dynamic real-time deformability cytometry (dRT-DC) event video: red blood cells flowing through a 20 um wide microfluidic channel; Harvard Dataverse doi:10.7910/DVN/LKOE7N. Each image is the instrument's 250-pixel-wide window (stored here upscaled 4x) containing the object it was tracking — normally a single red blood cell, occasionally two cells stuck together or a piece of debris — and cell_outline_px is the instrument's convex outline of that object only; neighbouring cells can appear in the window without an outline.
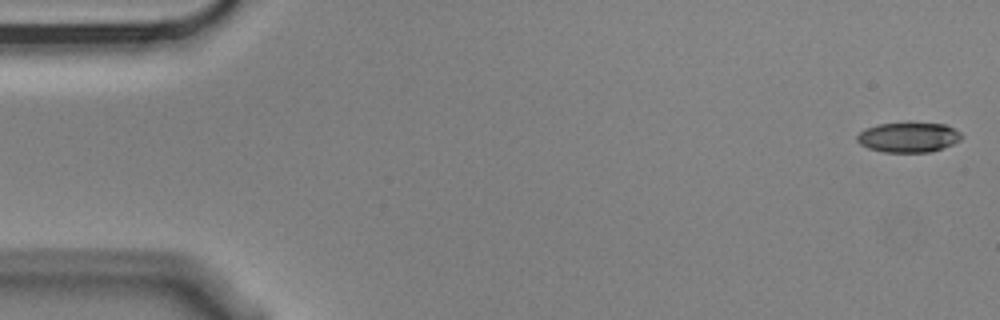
{"species": "Egyptian fruit bat (a non-hibernating species)", "species_latin": "Rousettus aegyptiacus", "temperature_condition": "cold", "stored_images_in_passage": 6, "camera_frame_rate_fps": 3000, "um_per_image_px": 0.085, "animal": {"sex": "male"}, "frame": {"image": 1, "passage_image": 1, "time_ms": 0.0, "image_size_px": [1000, 320], "cell_outline_px": [[960, 140], [952, 144], [928, 152], [884, 152], [868, 148], [860, 144], [856, 140], [856, 136], [860, 132], [868, 128], [880, 124], [908, 120], [944, 124], [960, 132]], "centroid_in_image_um": [77.19, 11.63], "position_along_channel_um": 7.8, "area_um2": 18.55}}
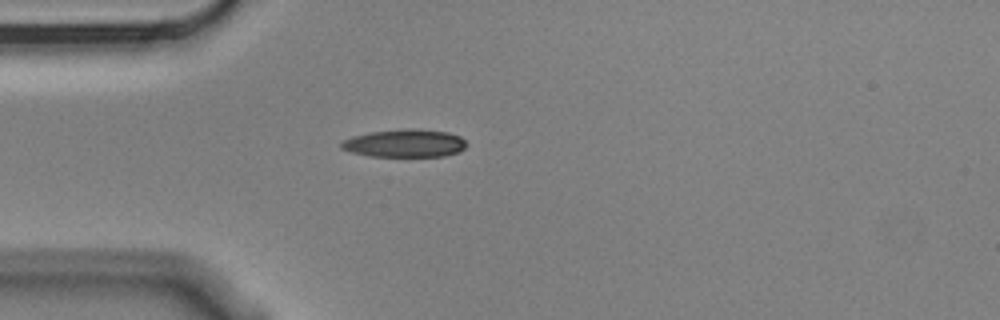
{"frame": {"image": 2, "passage_image": 5, "time_ms": 1.333, "image_size_px": [1000, 320], "cell_outline_px": [[468, 144], [460, 152], [444, 156], [372, 156], [352, 152], [340, 148], [340, 144], [344, 140], [352, 136], [368, 132], [404, 128], [416, 128], [448, 132], [460, 136]], "centroid_in_image_um": [34.43, 12.16], "position_along_channel_um": 50.6, "area_um2": 20.52}}